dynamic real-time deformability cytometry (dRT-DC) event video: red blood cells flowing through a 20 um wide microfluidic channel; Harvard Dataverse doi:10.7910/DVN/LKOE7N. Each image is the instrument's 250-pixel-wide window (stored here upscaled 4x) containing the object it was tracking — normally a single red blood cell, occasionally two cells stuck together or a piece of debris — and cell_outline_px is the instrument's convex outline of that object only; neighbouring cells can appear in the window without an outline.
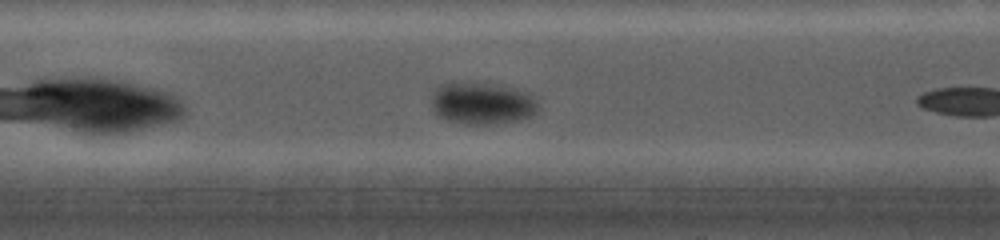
{"species": "common noctule bat (a hibernating species)", "species_latin": "Nyctalus noctula", "temperature_condition": "cold", "stored_images_in_passage": 10, "camera_frame_rate_fps": 5000, "um_per_image_px": 0.085, "animal": {"sex": "female", "body_mass_g": 19.0, "forearm_length_mm": 56.7}, "frame": {"image": 1, "passage_image": 9, "time_ms": 2.8, "image_size_px": [1000, 240], "cell_outline_px": [[540, 108], [532, 116], [520, 120], [496, 124], [464, 124], [448, 120], [436, 116], [432, 108], [432, 100], [436, 92], [440, 88], [452, 84], [500, 88], [524, 92], [532, 96], [536, 100]], "centroid_in_image_um": [41.02, 8.9], "position_along_channel_um": 166.4, "area_um2": 24.57}}